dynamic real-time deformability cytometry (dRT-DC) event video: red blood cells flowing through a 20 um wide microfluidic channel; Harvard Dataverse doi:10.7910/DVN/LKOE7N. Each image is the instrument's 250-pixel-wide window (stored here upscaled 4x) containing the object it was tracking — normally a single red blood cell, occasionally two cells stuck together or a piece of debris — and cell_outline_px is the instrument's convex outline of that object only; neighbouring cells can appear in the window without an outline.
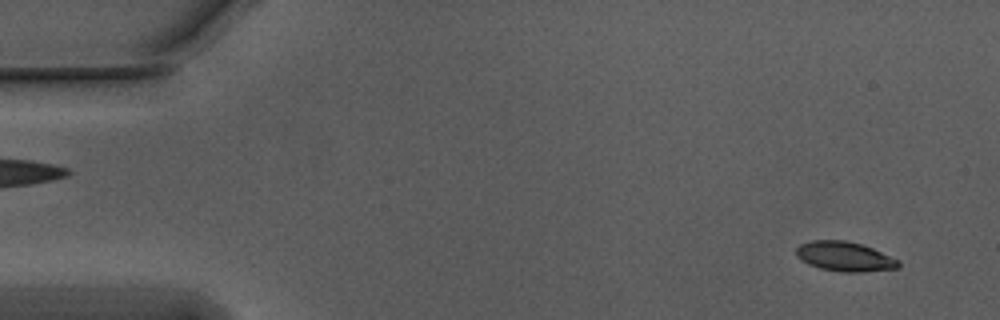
{"species": "Egyptian fruit bat (a non-hibernating species)", "species_latin": "Rousettus aegyptiacus", "temperature_condition": "warm", "stored_images_in_passage": 48, "camera_frame_rate_fps": 3000, "um_per_image_px": 0.085, "animal": {"sex": "male"}, "frame": {"image": 1, "passage_image": 3, "time_ms": 0.667, "image_size_px": [1000, 320], "cell_outline_px": [[900, 268], [860, 272], [840, 272], [820, 268], [808, 264], [800, 260], [796, 256], [796, 248], [800, 244], [812, 240], [844, 240], [860, 244], [872, 248], [900, 260]], "centroid_in_image_um": [71.79, 21.81], "position_along_channel_um": 13.2, "area_um2": 17.74}}
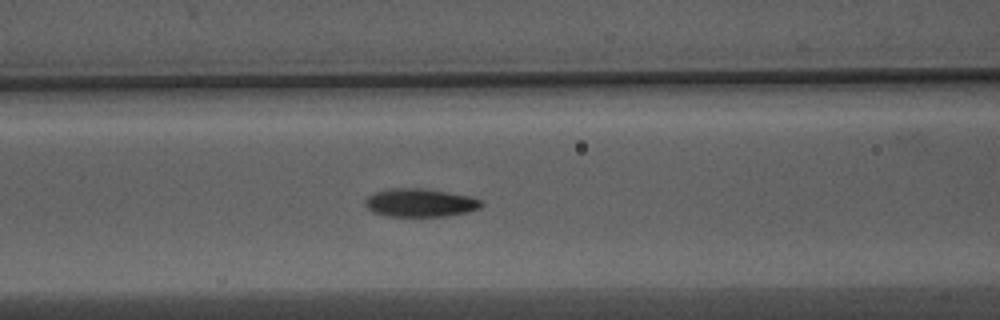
{"frame": {"image": 2, "passage_image": 22, "time_ms": 7.0, "image_size_px": [1000, 320], "cell_outline_px": [[484, 204], [480, 208], [468, 212], [444, 216], [384, 216], [372, 212], [364, 204], [364, 200], [368, 196], [376, 192], [388, 188], [420, 188], [448, 192], [472, 196], [480, 200]], "centroid_in_image_um": [35.7, 17.23], "position_along_channel_um": 130.9, "area_um2": 19.25}}
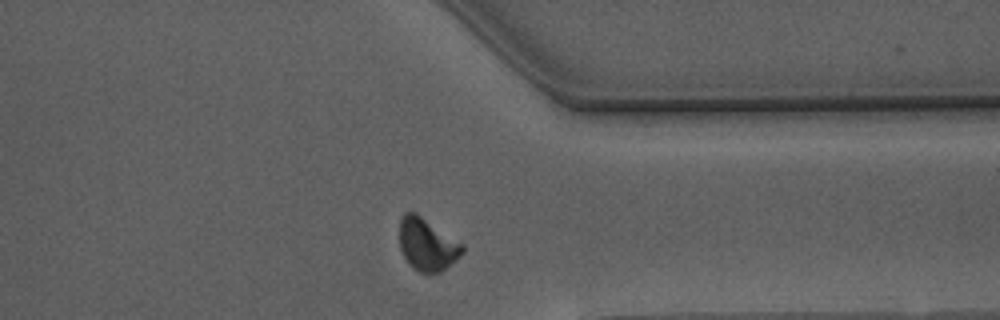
{"frame": {"image": 3, "passage_image": 42, "time_ms": 13.667, "image_size_px": [1000, 320], "cell_outline_px": [[464, 252], [456, 260], [440, 272], [428, 276], [412, 268], [408, 264], [400, 248], [400, 220], [404, 212], [416, 212], [464, 244]], "centroid_in_image_um": [36.32, 20.8], "position_along_channel_um": 375.1, "area_um2": 19.54}, "authors_computed_cell_mechanics": {"area_um2": 18.8428, "velocity_mm_per_s": 3.7432, "shape_relaxation_time_tau1_ms": 3.0675, "shape_relaxation_time_tau2_ms": 2.5199, "deformation_change_tau1": 0.1152, "deformation_change_tau2": 0.0693}}